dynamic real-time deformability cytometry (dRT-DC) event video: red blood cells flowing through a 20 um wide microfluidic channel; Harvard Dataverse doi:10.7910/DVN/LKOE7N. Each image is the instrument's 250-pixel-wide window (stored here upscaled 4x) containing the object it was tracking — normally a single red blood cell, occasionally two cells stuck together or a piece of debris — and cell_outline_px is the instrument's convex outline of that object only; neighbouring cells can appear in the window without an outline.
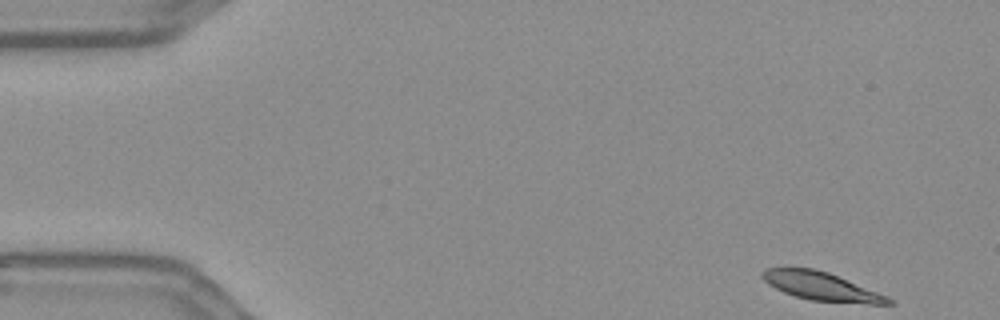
{"species": "Egyptian fruit bat (a non-hibernating species)", "species_latin": "Rousettus aegyptiacus", "temperature_condition": "warm", "stored_images_in_passage": 13, "camera_frame_rate_fps": 3000, "um_per_image_px": 0.085, "frame": {"image": 1, "passage_image": 1, "time_ms": 0.0, "image_size_px": [1000, 320], "cell_outline_px": [[896, 304], [868, 304], [812, 300], [796, 296], [784, 292], [768, 284], [760, 276], [760, 272], [764, 268], [812, 268], [828, 272], [888, 296]], "centroid_in_image_um": [69.81, 24.33], "position_along_channel_um": 15.2, "area_um2": 20.69}}